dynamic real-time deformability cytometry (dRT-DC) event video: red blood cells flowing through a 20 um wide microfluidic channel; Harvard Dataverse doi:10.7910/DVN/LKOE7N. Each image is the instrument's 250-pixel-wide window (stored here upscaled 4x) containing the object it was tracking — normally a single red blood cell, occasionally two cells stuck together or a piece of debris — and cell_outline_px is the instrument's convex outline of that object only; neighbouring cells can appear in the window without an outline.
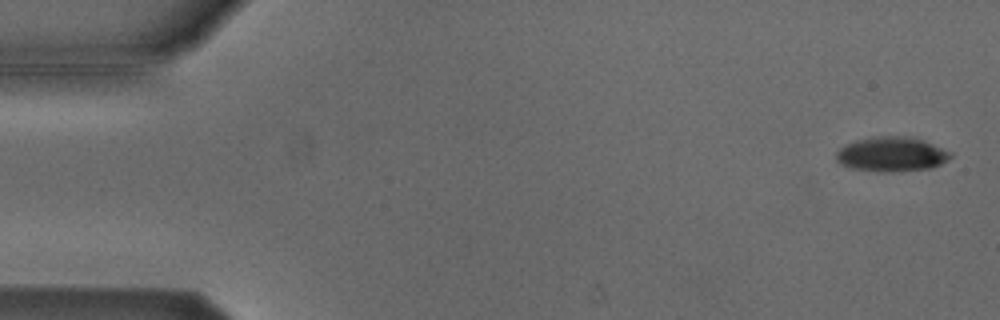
{"species": "Egyptian fruit bat (a non-hibernating species)", "species_latin": "Rousettus aegyptiacus", "temperature_condition": "cold", "stored_images_in_passage": 6, "camera_frame_rate_fps": 3000, "um_per_image_px": 0.085, "animal": {"sex": "male"}, "frame": {"image": 1, "passage_image": 1, "time_ms": 0.0, "image_size_px": [1000, 320], "cell_outline_px": [[952, 156], [948, 160], [932, 168], [892, 172], [884, 172], [852, 168], [840, 164], [836, 160], [836, 152], [840, 148], [856, 140], [872, 136], [908, 136], [924, 140], [952, 152]], "centroid_in_image_um": [75.8, 13.1], "position_along_channel_um": 9.2, "area_um2": 23.18}}